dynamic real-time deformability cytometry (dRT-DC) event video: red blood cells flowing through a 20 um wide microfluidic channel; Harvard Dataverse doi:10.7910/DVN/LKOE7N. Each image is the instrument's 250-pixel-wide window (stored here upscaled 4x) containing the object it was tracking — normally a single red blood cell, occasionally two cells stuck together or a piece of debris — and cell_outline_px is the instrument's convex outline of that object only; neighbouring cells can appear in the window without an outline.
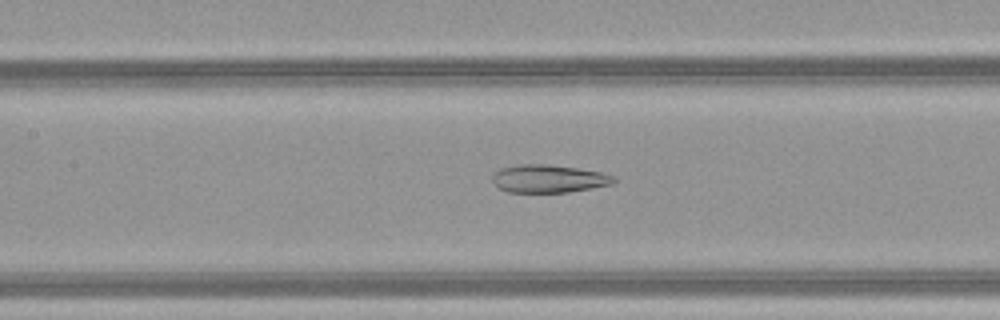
{"species": "common noctule bat (a hibernating species)", "species_latin": "Nyctalus noctula", "temperature_condition": "warm", "stored_images_in_passage": 50, "camera_frame_rate_fps": 3000, "um_per_image_px": 0.085, "animal": {"sex": "female", "body_mass_g": 21.9}, "frame": {"image": 1, "passage_image": 24, "time_ms": 7.667, "image_size_px": [1000, 320], "cell_outline_px": [[616, 180], [612, 184], [592, 188], [568, 192], [508, 192], [500, 188], [492, 180], [492, 176], [500, 168], [520, 164], [548, 164], [576, 168], [600, 172], [616, 176]], "centroid_in_image_um": [46.65, 15.18], "position_along_channel_um": 160.7, "area_um2": 19.65}}
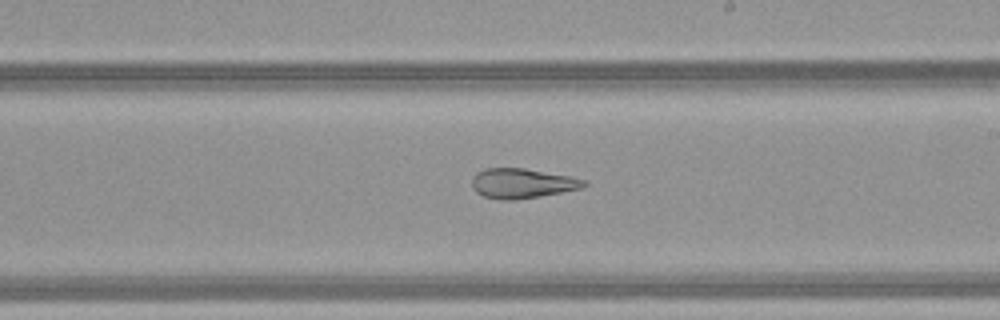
{"frame": {"image": 2, "passage_image": 30, "time_ms": 9.667, "image_size_px": [1000, 320], "cell_outline_px": [[588, 184], [584, 188], [540, 196], [516, 200], [500, 200], [484, 196], [476, 192], [472, 188], [472, 176], [476, 172], [484, 168], [524, 168], [572, 176], [588, 180]], "centroid_in_image_um": [44.41, 15.58], "position_along_channel_um": 244.6, "area_um2": 19.83}}
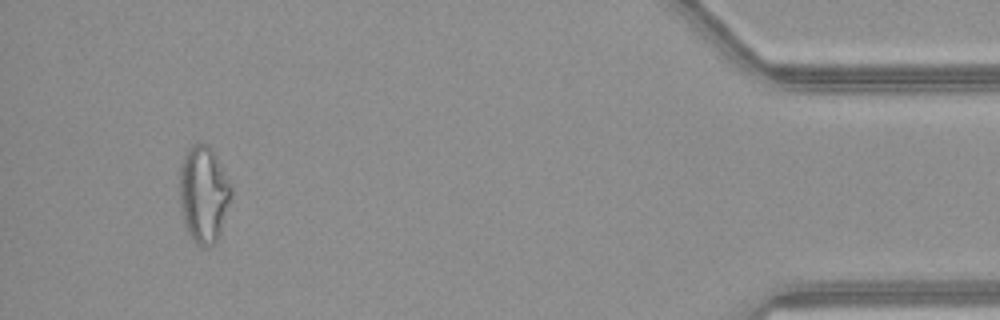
{"frame": {"image": 3, "passage_image": 47, "time_ms": 15.333, "image_size_px": [1000, 320], "cell_outline_px": [[232, 196], [216, 244], [208, 248], [204, 248], [196, 244], [192, 240], [184, 224], [180, 204], [180, 164], [188, 148], [196, 140], [208, 144], [212, 148], [232, 184]], "centroid_in_image_um": [17.32, 16.49], "position_along_channel_um": 417.9, "area_um2": 29.77}, "authors_computed_cell_mechanics": {"area_um2": 26.6169, "velocity_mm_per_s": 4.2055, "shape_relaxation_time_tau1_ms": null, "shape_relaxation_time_tau2_ms": 2.825, "deformation_change_tau1": null, "deformation_change_tau2": 0.108}}